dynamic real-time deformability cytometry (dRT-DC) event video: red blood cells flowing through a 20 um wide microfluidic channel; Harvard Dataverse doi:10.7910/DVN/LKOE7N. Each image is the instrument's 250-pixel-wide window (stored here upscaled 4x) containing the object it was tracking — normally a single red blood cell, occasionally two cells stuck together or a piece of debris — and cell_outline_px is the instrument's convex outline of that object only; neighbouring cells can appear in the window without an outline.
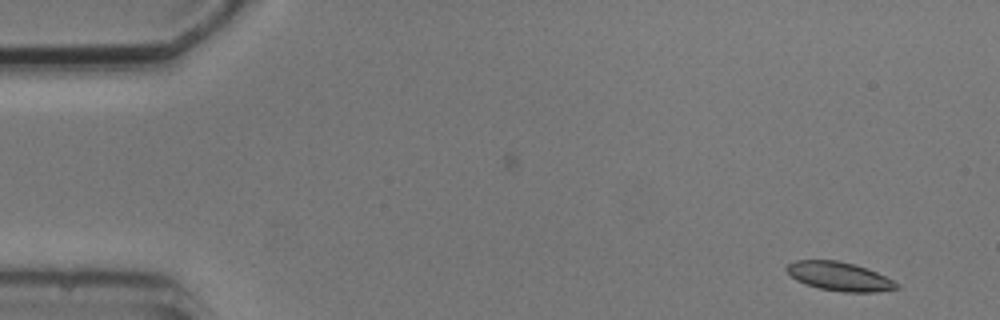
{"species": "common noctule bat (a hibernating species)", "species_latin": "Nyctalus noctula", "temperature_condition": "cold", "stored_images_in_passage": 4, "camera_frame_rate_fps": 3000, "um_per_image_px": 0.085, "animal": {"sex": "male", "body_mass_g": 20.5, "forearm_length_mm": 52.5}, "frame": {"image": 1, "passage_image": 1, "time_ms": 0.0, "image_size_px": [1000, 320], "cell_outline_px": [[900, 288], [876, 292], [844, 292], [820, 288], [796, 280], [784, 268], [788, 264], [796, 260], [836, 260], [856, 264], [868, 268], [900, 284]], "centroid_in_image_um": [71.37, 23.48], "position_along_channel_um": 13.6, "area_um2": 18.38}}
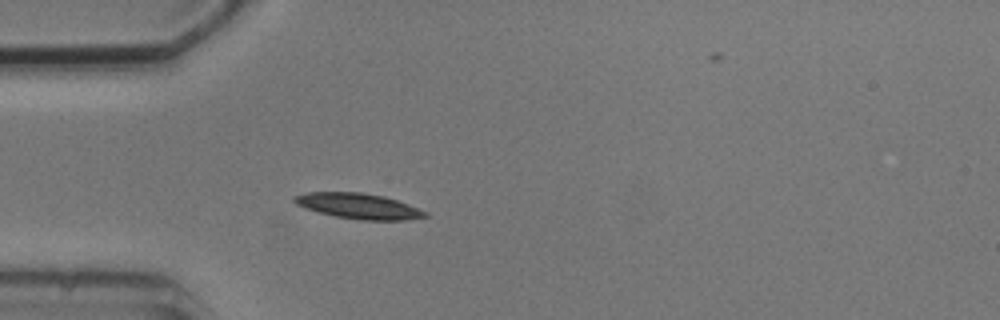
{"frame": {"image": 2, "passage_image": 4, "time_ms": 4.0, "image_size_px": [1000, 320], "cell_outline_px": [[428, 216], [404, 220], [364, 220], [336, 216], [320, 212], [296, 204], [292, 200], [292, 196], [308, 192], [360, 192], [384, 196], [408, 204], [428, 212]], "centroid_in_image_um": [30.48, 17.5], "position_along_channel_um": 54.5, "area_um2": 19.19}}